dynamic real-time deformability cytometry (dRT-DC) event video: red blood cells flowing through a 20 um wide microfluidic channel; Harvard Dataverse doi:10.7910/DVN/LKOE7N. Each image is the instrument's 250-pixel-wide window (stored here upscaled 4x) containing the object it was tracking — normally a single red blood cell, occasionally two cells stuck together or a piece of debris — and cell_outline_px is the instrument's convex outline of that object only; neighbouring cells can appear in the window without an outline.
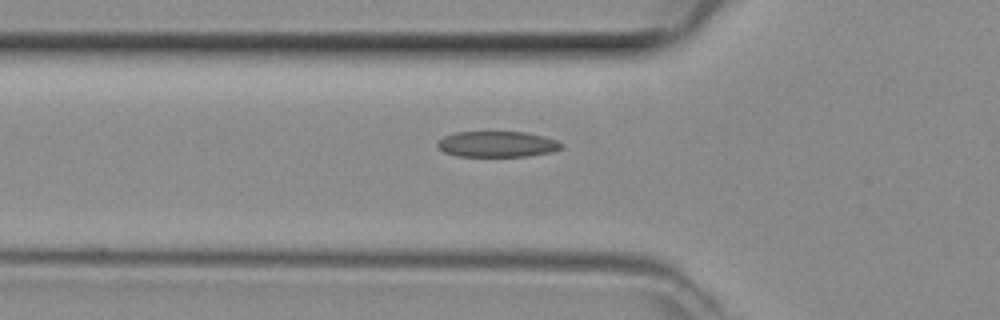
{"species": "common noctule bat (a hibernating species)", "species_latin": "Nyctalus noctula", "temperature_condition": "room temperature", "stored_images_in_passage": 35, "camera_frame_rate_fps": 3000, "um_per_image_px": 0.085, "animal": {"sex": "female", "body_mass_g": 29.2, "forearm_length_mm": 56.3}, "frame": {"image": 1, "passage_image": 7, "time_ms": 2.0, "image_size_px": [1000, 320], "cell_outline_px": [[564, 148], [552, 152], [528, 156], [456, 156], [444, 152], [436, 144], [444, 136], [456, 132], [524, 132], [544, 136], [556, 140], [564, 144]], "centroid_in_image_um": [42.3, 12.26], "position_along_channel_um": 83.5, "area_um2": 18.67}}
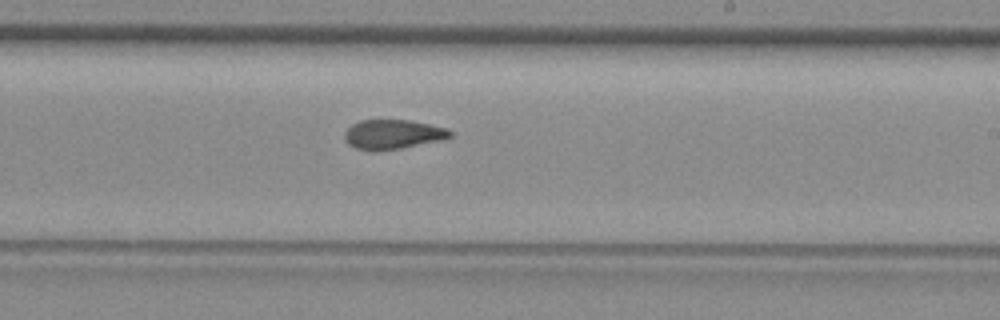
{"frame": {"image": 2, "passage_image": 19, "time_ms": 6.0, "image_size_px": [1000, 320], "cell_outline_px": [[452, 136], [436, 140], [400, 148], [372, 152], [356, 148], [348, 144], [344, 140], [344, 132], [352, 124], [360, 120], [412, 120], [448, 128], [452, 132]], "centroid_in_image_um": [33.33, 11.41], "position_along_channel_um": 255.7, "area_um2": 18.09}}
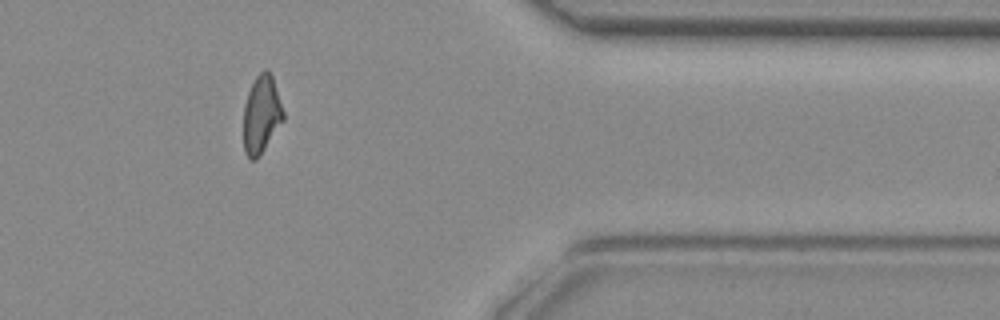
{"frame": {"image": 3, "passage_image": 30, "time_ms": 9.667, "image_size_px": [1000, 320], "cell_outline_px": [[284, 120], [260, 156], [256, 160], [248, 160], [244, 152], [244, 104], [248, 92], [256, 76], [264, 68], [272, 76], [284, 112]], "centroid_in_image_um": [22.22, 9.78], "position_along_channel_um": 389.2, "area_um2": 18.09}}